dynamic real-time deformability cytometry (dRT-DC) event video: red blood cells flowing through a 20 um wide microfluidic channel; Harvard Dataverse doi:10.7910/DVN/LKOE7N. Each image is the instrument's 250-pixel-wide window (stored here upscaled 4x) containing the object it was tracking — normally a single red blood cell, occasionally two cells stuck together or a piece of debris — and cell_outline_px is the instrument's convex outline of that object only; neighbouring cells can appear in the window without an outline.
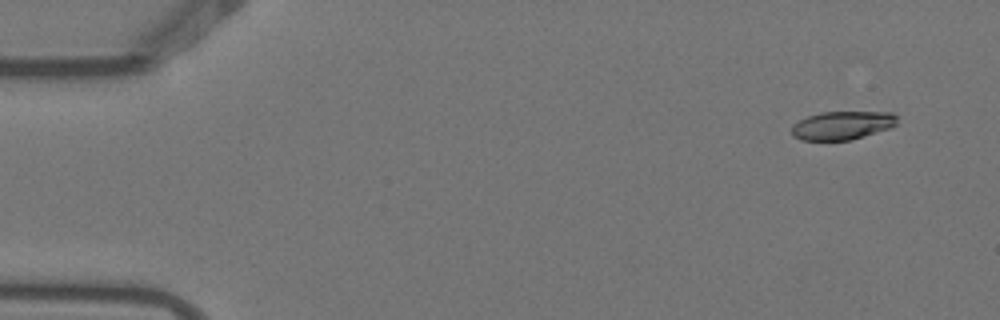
{"species": "Egyptian fruit bat (a non-hibernating species)", "species_latin": "Rousettus aegyptiacus", "temperature_condition": "warm", "stored_images_in_passage": 5, "camera_frame_rate_fps": 3000, "um_per_image_px": 0.085, "animal": {"sex": "female"}, "frame": {"image": 1, "passage_image": 1, "time_ms": 0.0, "image_size_px": [1000, 320], "cell_outline_px": [[896, 124], [892, 128], [852, 140], [800, 140], [792, 136], [792, 124], [808, 116], [820, 112], [892, 112], [896, 116]], "centroid_in_image_um": [71.59, 10.66], "position_along_channel_um": 13.4, "area_um2": 17.63}}
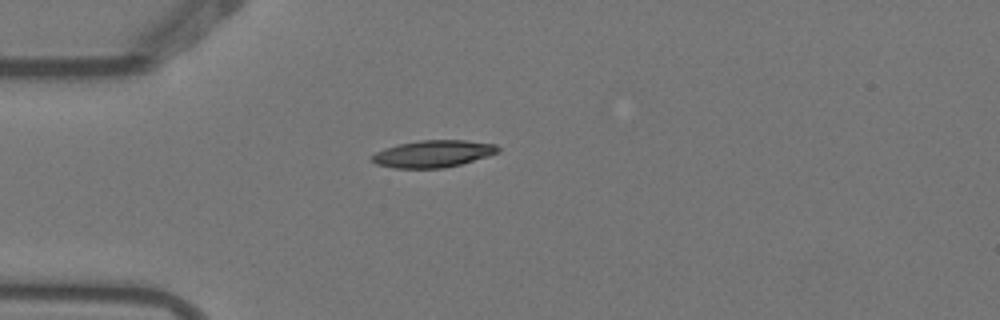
{"frame": {"image": 2, "passage_image": 4, "time_ms": 1.0, "image_size_px": [1000, 320], "cell_outline_px": [[500, 152], [488, 156], [460, 164], [444, 168], [396, 168], [376, 164], [372, 160], [372, 156], [376, 152], [384, 148], [396, 144], [420, 140], [464, 140], [496, 144], [500, 148]], "centroid_in_image_um": [36.83, 13.06], "position_along_channel_um": 48.2, "area_um2": 19.88}}